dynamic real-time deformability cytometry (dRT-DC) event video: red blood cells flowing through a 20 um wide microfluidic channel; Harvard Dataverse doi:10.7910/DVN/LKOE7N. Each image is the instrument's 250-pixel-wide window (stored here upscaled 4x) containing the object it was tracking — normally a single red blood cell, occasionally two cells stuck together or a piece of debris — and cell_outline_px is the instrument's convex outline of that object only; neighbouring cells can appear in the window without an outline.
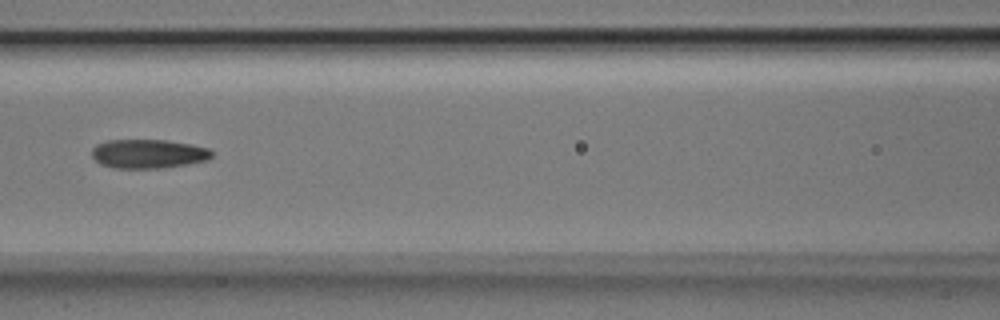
{"species": "Egyptian fruit bat (a non-hibernating species)", "species_latin": "Rousettus aegyptiacus", "temperature_condition": "room temperature", "stored_images_in_passage": 7, "camera_frame_rate_fps": 3000, "um_per_image_px": 0.085, "animal": {"sex": "male"}, "frame": {"image": 1, "passage_image": 6, "time_ms": 1.667, "image_size_px": [1000, 320], "cell_outline_px": [[212, 156], [208, 160], [188, 164], [164, 168], [112, 168], [100, 164], [92, 156], [92, 148], [96, 144], [108, 140], [168, 140], [192, 144], [208, 148], [212, 152]], "centroid_in_image_um": [12.61, 13.07], "position_along_channel_um": 154.0, "area_um2": 20.46}}
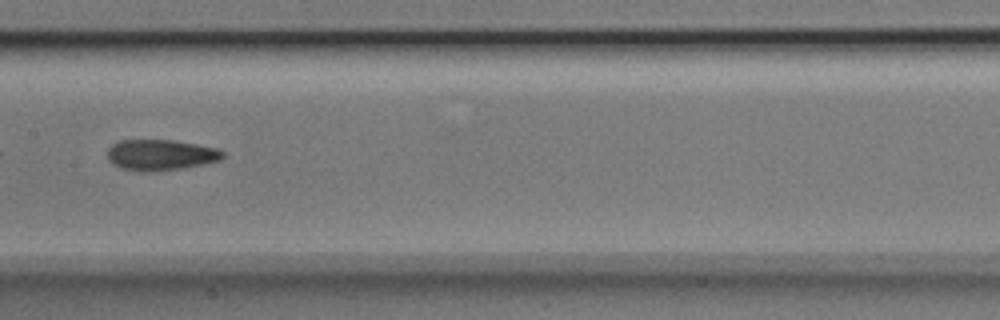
{"frame": {"image": 2, "passage_image": 7, "time_ms": 2.0, "image_size_px": [1000, 320], "cell_outline_px": [[224, 156], [220, 160], [204, 164], [184, 168], [152, 172], [136, 172], [120, 168], [112, 164], [108, 160], [108, 148], [112, 144], [120, 140], [172, 140], [220, 148], [224, 152]], "centroid_in_image_um": [13.65, 13.18], "position_along_channel_um": 193.8, "area_um2": 21.1}}